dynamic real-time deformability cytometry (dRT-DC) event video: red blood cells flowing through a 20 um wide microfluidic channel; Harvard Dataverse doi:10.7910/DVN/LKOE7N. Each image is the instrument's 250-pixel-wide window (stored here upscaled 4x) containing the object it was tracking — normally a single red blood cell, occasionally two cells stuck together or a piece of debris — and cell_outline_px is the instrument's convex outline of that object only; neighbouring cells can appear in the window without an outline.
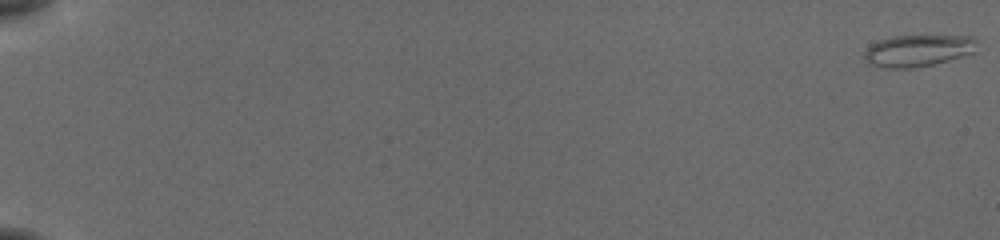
{"species": "common noctule bat (a hibernating species)", "species_latin": "Nyctalus noctula", "temperature_condition": "cold", "stored_images_in_passage": 57, "camera_frame_rate_fps": 3000, "um_per_image_px": 0.085, "animal": {"sex": "female", "body_mass_g": 19.5, "forearm_length_mm": 54.1}, "frame": {"image": 1, "passage_image": 1, "time_ms": 0.0, "image_size_px": [1000, 240], "cell_outline_px": [[980, 40], [976, 52], [964, 56], [932, 64], [912, 68], [884, 68], [868, 64], [864, 56], [864, 52], [872, 44], [880, 40], [892, 36], [972, 36]], "centroid_in_image_um": [78.09, 4.3], "position_along_channel_um": 6.9, "area_um2": 21.04}}
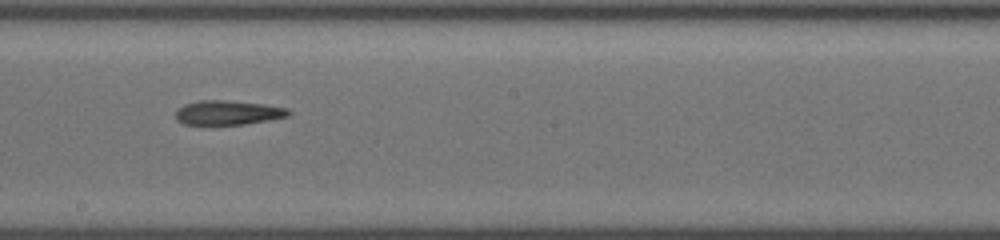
{"frame": {"image": 2, "passage_image": 35, "time_ms": 11.333, "image_size_px": [1000, 240], "cell_outline_px": [[292, 112], [288, 116], [268, 120], [244, 124], [184, 124], [176, 120], [176, 112], [184, 104], [200, 100], [224, 100], [264, 104], [288, 108]], "centroid_in_image_um": [19.39, 9.57], "position_along_channel_um": 228.8, "area_um2": 15.9}}
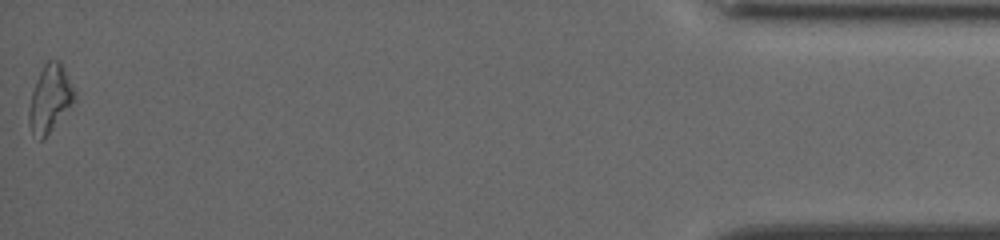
{"frame": {"image": 3, "passage_image": 57, "time_ms": 18.667, "image_size_px": [1000, 240], "cell_outline_px": [[76, 96], [52, 128], [40, 140], [32, 136], [28, 124], [28, 108], [32, 92], [36, 80], [44, 64], [48, 60], [60, 60], [76, 92]], "centroid_in_image_um": [4.2, 8.36], "position_along_channel_um": 431.0, "area_um2": 17.46}, "authors_computed_cell_mechanics": {"area_um2": 16.8198, "velocity_mm_per_s": 3.8311, "shape_relaxation_time_tau1_ms": null, "shape_relaxation_time_tau2_ms": 7.0402, "deformation_change_tau1": null, "deformation_change_tau2": 0.2263}}